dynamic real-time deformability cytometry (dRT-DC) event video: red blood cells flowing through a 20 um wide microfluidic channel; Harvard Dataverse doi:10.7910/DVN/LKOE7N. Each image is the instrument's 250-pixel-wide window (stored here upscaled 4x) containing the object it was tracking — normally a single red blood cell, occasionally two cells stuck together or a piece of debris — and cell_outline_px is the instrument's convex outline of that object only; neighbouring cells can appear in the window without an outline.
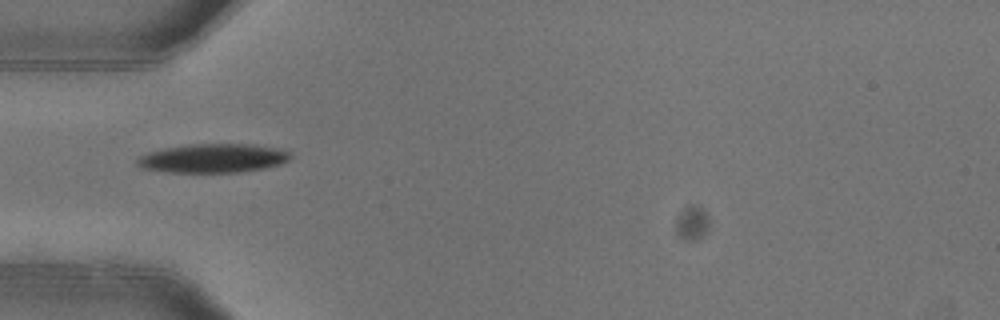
{"species": "common noctule bat (a hibernating species)", "species_latin": "Nyctalus noctula", "temperature_condition": "warm", "stored_images_in_passage": 5, "camera_frame_rate_fps": 3000, "um_per_image_px": 0.085, "animal": {"sex": "female"}, "frame": {"image": 1, "passage_image": 5, "time_ms": 1.333, "image_size_px": [1000, 320], "cell_outline_px": [[292, 156], [288, 160], [280, 164], [264, 168], [236, 172], [168, 172], [140, 168], [136, 164], [136, 160], [140, 156], [148, 152], [164, 148], [192, 144], [252, 144], [276, 148], [288, 152]], "centroid_in_image_um": [18.07, 13.45], "position_along_channel_um": 66.9, "area_um2": 25.66}}